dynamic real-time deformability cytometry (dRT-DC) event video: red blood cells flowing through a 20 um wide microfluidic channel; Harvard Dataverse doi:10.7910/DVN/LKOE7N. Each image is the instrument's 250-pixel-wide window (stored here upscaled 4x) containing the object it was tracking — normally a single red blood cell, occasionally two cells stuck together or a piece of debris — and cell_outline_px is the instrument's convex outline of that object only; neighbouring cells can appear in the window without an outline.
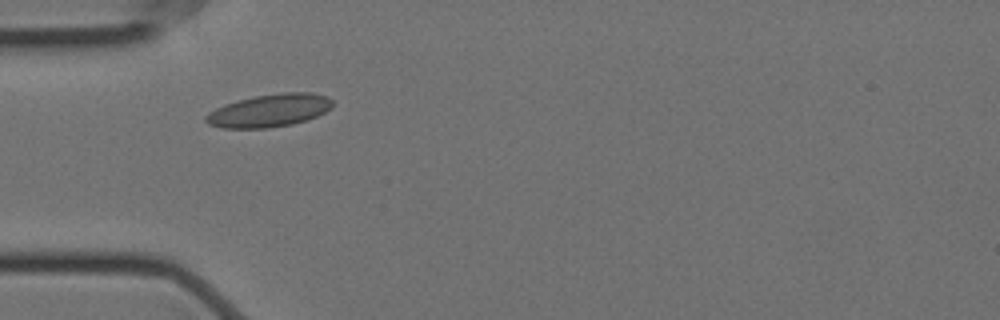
{"species": "Egyptian fruit bat (a non-hibernating species)", "species_latin": "Rousettus aegyptiacus", "temperature_condition": "cold", "stored_images_in_passage": 41, "camera_frame_rate_fps": 3000, "um_per_image_px": 0.085, "animal": {"sex": "female"}, "frame": {"image": 1, "passage_image": 1, "time_ms": 0.0, "image_size_px": [1000, 320], "cell_outline_px": [[332, 108], [308, 120], [292, 124], [268, 128], [220, 128], [208, 124], [204, 120], [204, 116], [208, 112], [224, 104], [256, 96], [284, 92], [312, 92], [328, 96], [332, 100]], "centroid_in_image_um": [22.9, 9.4], "position_along_channel_um": 62.1, "area_um2": 24.33}}
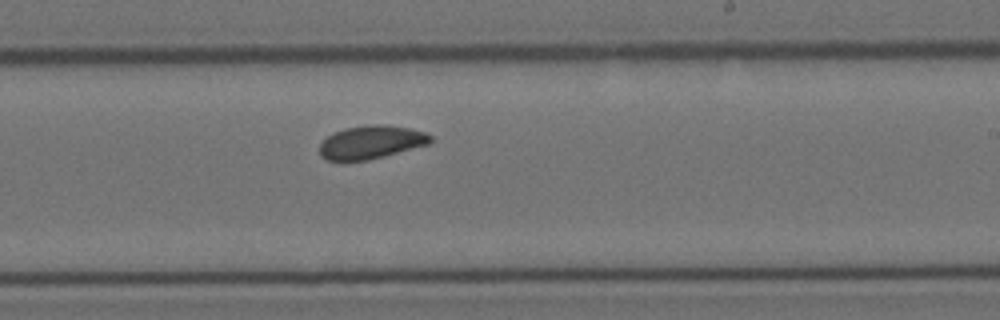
{"frame": {"image": 2, "passage_image": 18, "time_ms": 5.667, "image_size_px": [1000, 320], "cell_outline_px": [[432, 140], [428, 144], [384, 156], [368, 160], [328, 160], [320, 156], [320, 144], [332, 132], [344, 128], [372, 124], [384, 124], [408, 128], [424, 132], [432, 136]], "centroid_in_image_um": [31.53, 12.07], "position_along_channel_um": 257.5, "area_um2": 21.33}}
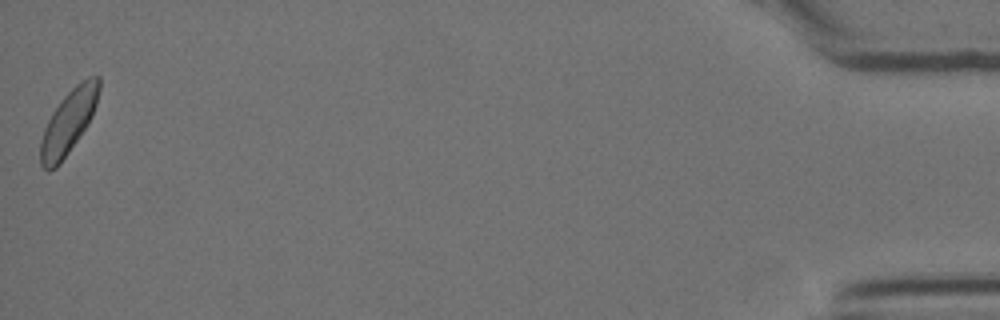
{"frame": {"image": 3, "passage_image": 41, "time_ms": 13.333, "image_size_px": [1000, 320], "cell_outline_px": [[100, 88], [96, 104], [92, 116], [88, 124], [60, 164], [56, 168], [48, 172], [40, 164], [40, 140], [44, 128], [52, 112], [60, 100], [80, 80], [88, 76], [100, 76]], "centroid_in_image_um": [5.82, 10.35], "position_along_channel_um": 429.4, "area_um2": 21.85}, "authors_computed_cell_mechanics": {"area_um2": 21.4438, "velocity_mm_per_s": 3.4778, "shape_relaxation_time_tau1_ms": 5.5733, "shape_relaxation_time_tau2_ms": null, "deformation_change_tau1": 0.0821, "deformation_change_tau2": null}}